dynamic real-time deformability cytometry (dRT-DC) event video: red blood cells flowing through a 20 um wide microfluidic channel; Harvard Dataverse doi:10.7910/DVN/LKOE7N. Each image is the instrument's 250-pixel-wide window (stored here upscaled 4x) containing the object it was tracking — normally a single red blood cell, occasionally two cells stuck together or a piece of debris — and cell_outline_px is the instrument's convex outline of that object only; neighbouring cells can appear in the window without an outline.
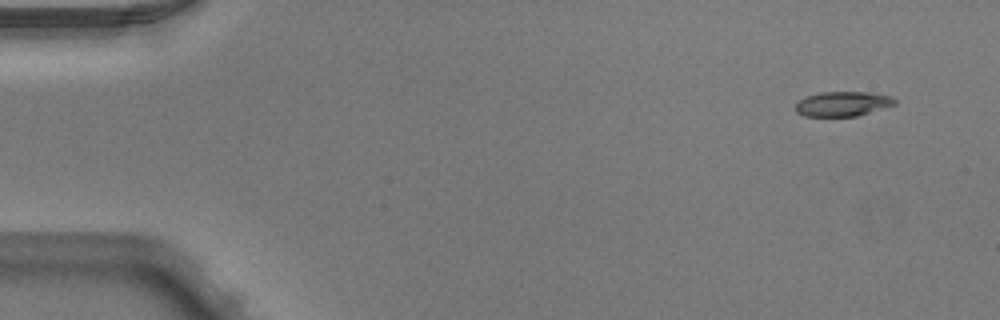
{"species": "Egyptian fruit bat (a non-hibernating species)", "species_latin": "Rousettus aegyptiacus", "temperature_condition": "warm", "stored_images_in_passage": 4, "segment_of_instrument_passage": [2, 2], "camera_frame_rate_fps": 3000, "um_per_image_px": 0.085, "animal": {"sex": "male"}, "frame": {"image": 1, "passage_image": 4, "time_ms": 1.0, "image_size_px": [1000, 320], "cell_outline_px": [[896, 104], [856, 116], [804, 116], [796, 112], [796, 104], [800, 100], [808, 96], [820, 92], [872, 92], [892, 96], [896, 100]], "centroid_in_image_um": [71.65, 8.82], "position_along_channel_um": 13.3, "area_um2": 14.22}}